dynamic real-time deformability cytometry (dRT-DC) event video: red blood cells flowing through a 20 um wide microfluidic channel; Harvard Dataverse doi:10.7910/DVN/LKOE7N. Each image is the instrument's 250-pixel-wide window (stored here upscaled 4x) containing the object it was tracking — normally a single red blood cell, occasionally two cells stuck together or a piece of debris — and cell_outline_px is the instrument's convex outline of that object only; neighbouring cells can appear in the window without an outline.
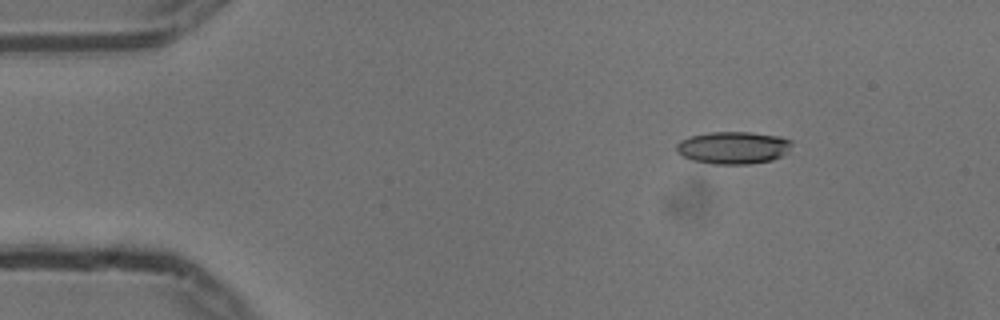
{"species": "common noctule bat (a hibernating species)", "species_latin": "Nyctalus noctula", "temperature_condition": "cold", "stored_images_in_passage": 49, "camera_frame_rate_fps": 3000, "um_per_image_px": 0.085, "animal": {"sex": "male", "body_mass_g": 13.3}, "frame": {"image": 1, "passage_image": 1, "time_ms": 0.0, "image_size_px": [1000, 320], "cell_outline_px": [[792, 144], [780, 156], [772, 160], [752, 164], [712, 164], [692, 160], [676, 152], [676, 144], [680, 140], [692, 136], [708, 132], [752, 132], [780, 136], [792, 140]], "centroid_in_image_um": [62.3, 12.55], "position_along_channel_um": 22.7, "area_um2": 21.79}}
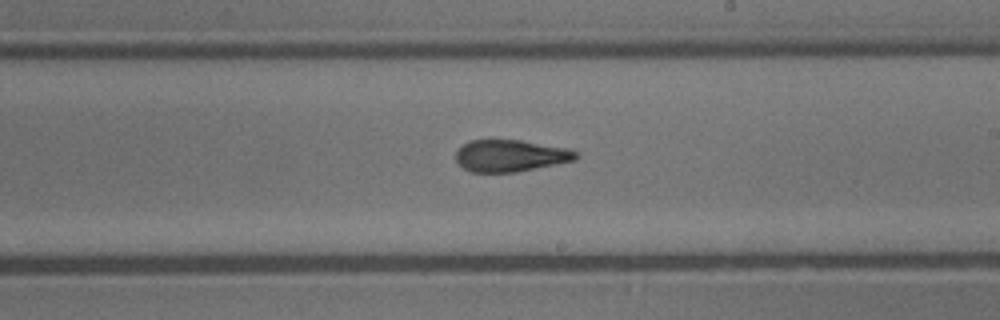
{"frame": {"image": 2, "passage_image": 25, "time_ms": 8.0, "image_size_px": [1000, 320], "cell_outline_px": [[580, 156], [576, 160], [516, 172], [472, 172], [464, 168], [456, 160], [456, 152], [464, 144], [472, 140], [520, 140], [568, 148], [580, 152]], "centroid_in_image_um": [43.45, 13.23], "position_along_channel_um": 245.6, "area_um2": 22.25}}
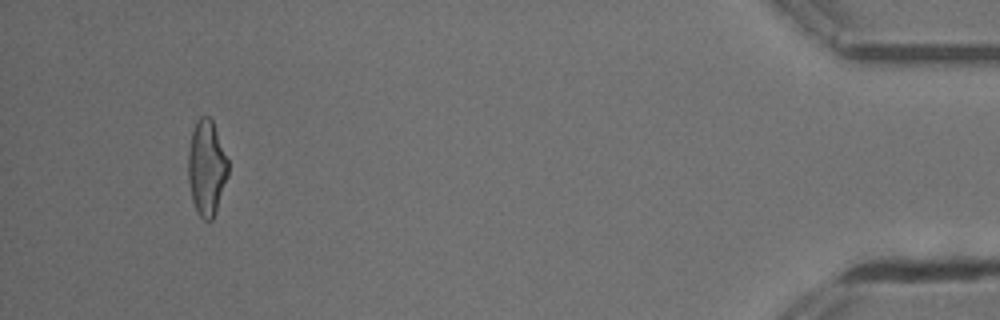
{"frame": {"image": 3, "passage_image": 45, "time_ms": 14.667, "image_size_px": [1000, 320], "cell_outline_px": [[228, 176], [216, 212], [212, 220], [204, 220], [196, 212], [192, 200], [188, 180], [188, 152], [192, 132], [196, 120], [200, 116], [208, 116], [212, 120], [228, 160]], "centroid_in_image_um": [17.55, 14.29], "position_along_channel_um": 417.6, "area_um2": 22.25}, "authors_computed_cell_mechanics": {"area_um2": 22.3686, "velocity_mm_per_s": 3.7422, "shape_relaxation_time_tau1_ms": 5.0662, "shape_relaxation_time_tau2_ms": 2.063, "deformation_change_tau1": 0.1605, "deformation_change_tau2": 0.1099}}